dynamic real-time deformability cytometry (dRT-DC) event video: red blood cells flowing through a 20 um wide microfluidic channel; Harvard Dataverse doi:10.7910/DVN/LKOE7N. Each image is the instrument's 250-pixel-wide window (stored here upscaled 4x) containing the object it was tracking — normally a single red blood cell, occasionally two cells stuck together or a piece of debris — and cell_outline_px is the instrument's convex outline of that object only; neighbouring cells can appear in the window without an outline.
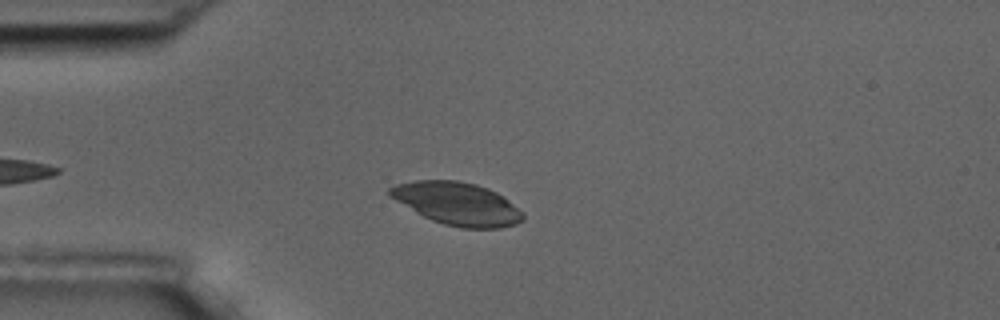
{"species": "common noctule bat (a hibernating species)", "species_latin": "Nyctalus noctula", "temperature_condition": "room temperature", "stored_images_in_passage": 1, "camera_frame_rate_fps": 3000, "um_per_image_px": 0.085, "animal": {"sex": "male", "body_mass_g": 17.5, "forearm_length_mm": 52.3}, "frame": {"image": 1, "passage_image": 1, "time_ms": 0.0, "image_size_px": [1000, 320], "cell_outline_px": [[524, 220], [516, 224], [500, 228], [460, 228], [444, 224], [432, 220], [416, 212], [388, 196], [388, 188], [396, 184], [416, 180], [456, 180], [476, 184], [488, 188], [504, 196], [524, 212]], "centroid_in_image_um": [38.89, 17.31], "position_along_channel_um": 46.1, "area_um2": 33.29}}